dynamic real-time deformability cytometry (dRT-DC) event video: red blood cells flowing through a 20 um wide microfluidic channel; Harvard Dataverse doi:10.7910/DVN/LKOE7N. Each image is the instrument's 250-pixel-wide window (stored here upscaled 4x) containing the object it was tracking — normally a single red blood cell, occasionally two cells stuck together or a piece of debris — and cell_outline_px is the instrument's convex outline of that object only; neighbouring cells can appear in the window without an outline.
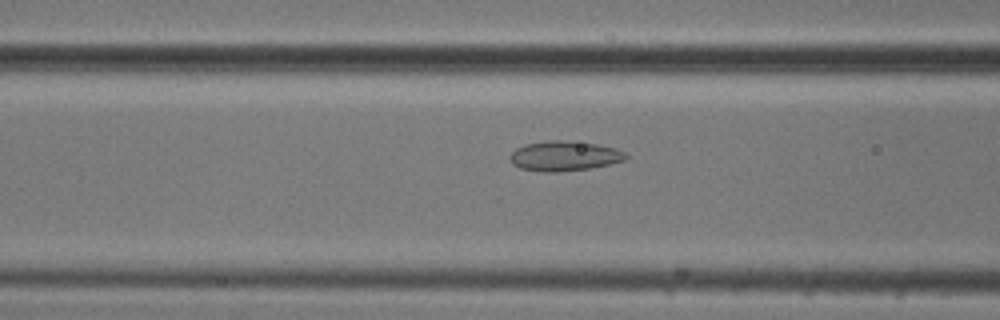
{"species": "common noctule bat (a hibernating species)", "species_latin": "Nyctalus noctula", "temperature_condition": "cold", "stored_images_in_passage": 40, "camera_frame_rate_fps": 3000, "um_per_image_px": 0.085, "animal": {"sex": "male", "body_mass_g": 20.5, "forearm_length_mm": 52.5}, "frame": {"image": 1, "passage_image": 7, "time_ms": 2.0, "image_size_px": [1000, 320], "cell_outline_px": [[628, 156], [624, 160], [592, 168], [556, 172], [544, 172], [520, 168], [512, 164], [508, 160], [508, 156], [516, 148], [524, 144], [548, 140], [560, 140], [596, 144], [616, 148], [624, 152]], "centroid_in_image_um": [47.91, 13.26], "position_along_channel_um": 118.7, "area_um2": 20.23}}
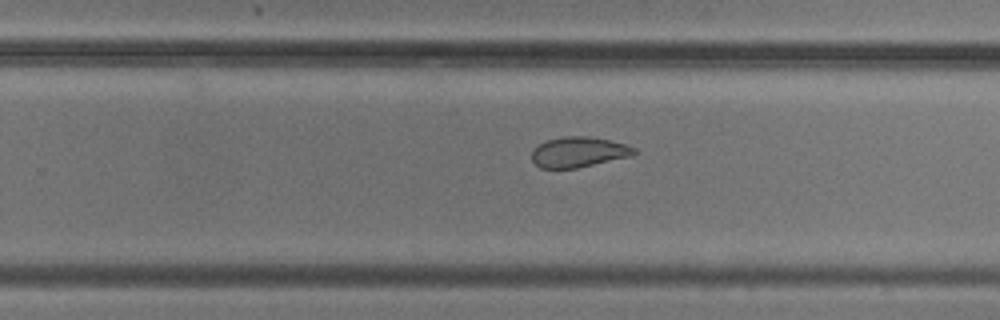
{"frame": {"image": 2, "passage_image": 20, "time_ms": 6.333, "image_size_px": [1000, 320], "cell_outline_px": [[636, 152], [632, 156], [576, 168], [540, 168], [532, 160], [532, 148], [536, 144], [544, 140], [564, 136], [588, 136], [608, 140], [624, 144], [636, 148]], "centroid_in_image_um": [49.13, 12.91], "position_along_channel_um": 280.7, "area_um2": 18.21}}
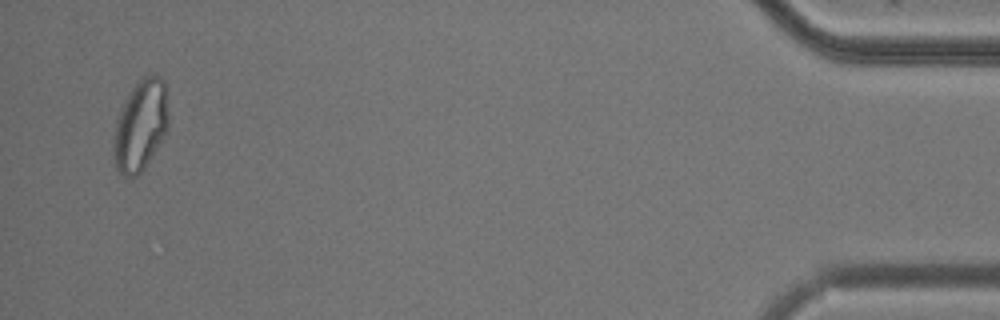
{"frame": {"image": 3, "passage_image": 38, "time_ms": 12.333, "image_size_px": [1000, 320], "cell_outline_px": [[168, 128], [164, 136], [144, 168], [132, 180], [116, 172], [112, 148], [112, 144], [116, 120], [132, 88], [144, 76], [152, 72], [164, 80], [168, 112]], "centroid_in_image_um": [11.93, 10.71], "position_along_channel_um": 423.3, "area_um2": 29.25}, "authors_computed_cell_mechanics": {"area_um2": 20.1144, "velocity_mm_per_s": 3.7483, "shape_relaxation_time_tau1_ms": null, "shape_relaxation_time_tau2_ms": 2.114, "deformation_change_tau1": null, "deformation_change_tau2": 0.0775}}